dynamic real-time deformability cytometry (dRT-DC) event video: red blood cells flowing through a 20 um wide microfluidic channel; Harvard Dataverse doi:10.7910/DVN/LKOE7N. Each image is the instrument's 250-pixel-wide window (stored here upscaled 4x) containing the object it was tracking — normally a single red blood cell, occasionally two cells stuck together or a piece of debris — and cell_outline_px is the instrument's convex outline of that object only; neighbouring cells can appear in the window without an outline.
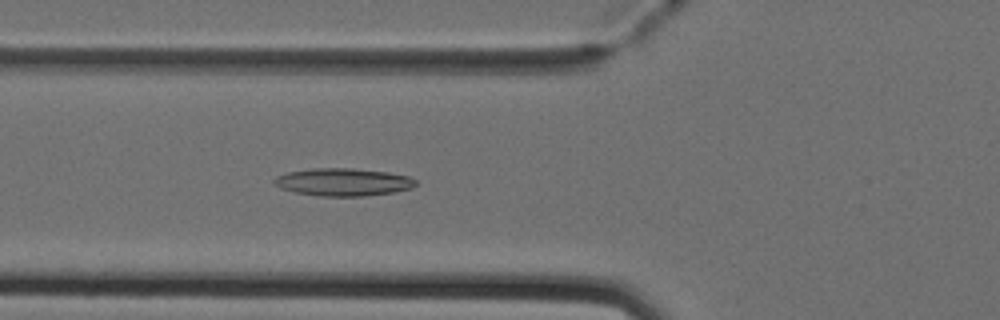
{"species": "Egyptian fruit bat (a non-hibernating species)", "species_latin": "Rousettus aegyptiacus", "temperature_condition": "cold", "stored_images_in_passage": 44, "camera_frame_rate_fps": 3000, "um_per_image_px": 0.085, "animal": {"sex": "female"}, "frame": {"image": 1, "passage_image": 12, "time_ms": 3.667, "image_size_px": [1000, 320], "cell_outline_px": [[416, 184], [412, 188], [392, 192], [364, 196], [320, 196], [296, 192], [280, 188], [272, 184], [272, 180], [276, 176], [288, 172], [312, 168], [352, 168], [388, 172], [408, 176], [416, 180]], "centroid_in_image_um": [29.13, 15.47], "position_along_channel_um": 96.7, "area_um2": 22.83}}
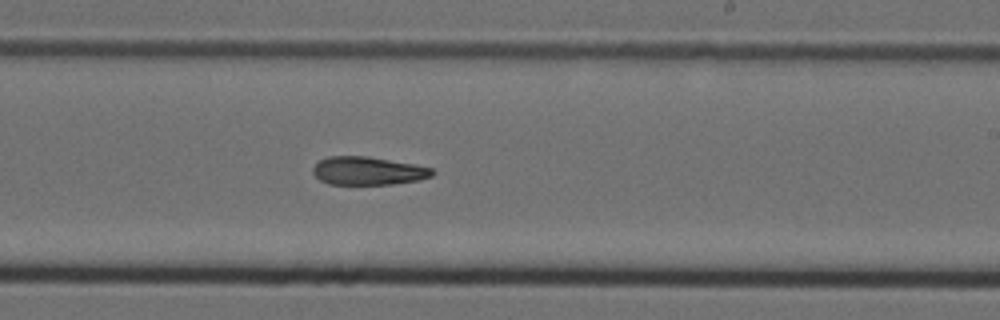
{"frame": {"image": 2, "passage_image": 24, "time_ms": 7.667, "image_size_px": [1000, 320], "cell_outline_px": [[436, 172], [432, 176], [420, 180], [392, 184], [328, 184], [320, 180], [312, 172], [312, 168], [320, 160], [328, 156], [368, 156], [412, 164], [432, 168]], "centroid_in_image_um": [31.28, 14.52], "position_along_channel_um": 257.7, "area_um2": 19.59}}
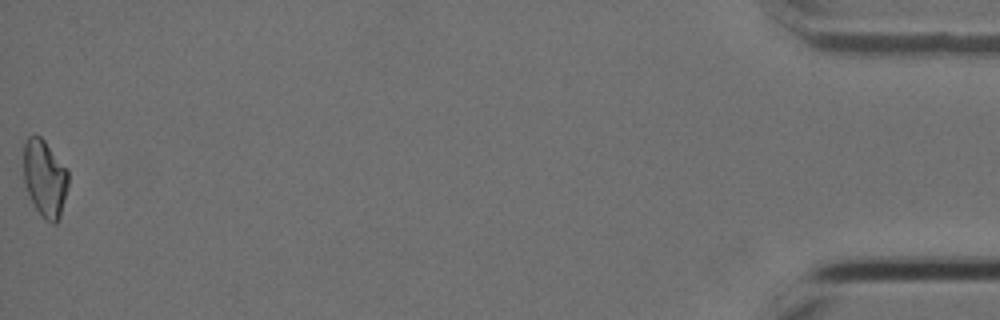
{"frame": {"image": 3, "passage_image": 44, "time_ms": 14.333, "image_size_px": [1000, 320], "cell_outline_px": [[68, 184], [60, 216], [56, 224], [52, 224], [40, 216], [24, 184], [24, 144], [28, 136], [40, 136], [44, 140], [68, 172]], "centroid_in_image_um": [3.8, 15.18], "position_along_channel_um": 431.4, "area_um2": 19.71}}